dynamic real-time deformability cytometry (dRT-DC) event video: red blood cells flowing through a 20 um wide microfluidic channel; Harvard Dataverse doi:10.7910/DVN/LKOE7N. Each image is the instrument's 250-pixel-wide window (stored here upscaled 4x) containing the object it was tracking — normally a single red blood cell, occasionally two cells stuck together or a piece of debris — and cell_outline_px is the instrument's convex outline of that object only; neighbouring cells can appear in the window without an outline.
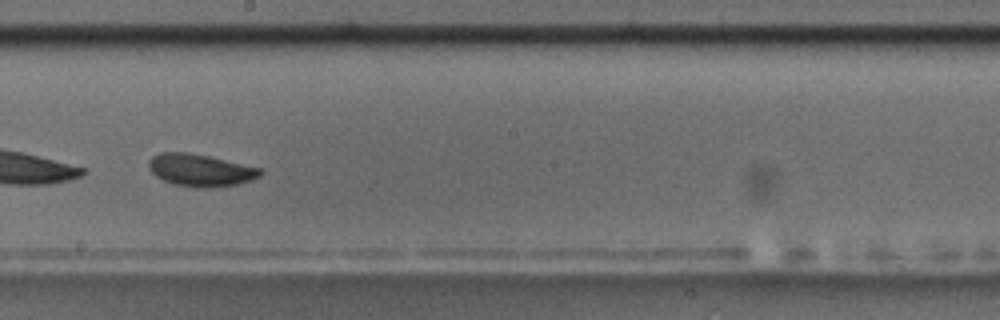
{"species": "common noctule bat (a hibernating species)", "species_latin": "Nyctalus noctula", "temperature_condition": "room temperature", "stored_images_in_passage": 16, "camera_frame_rate_fps": 3000, "um_per_image_px": 0.085, "animal": {"sex": "male", "body_mass_g": 17.5, "forearm_length_mm": 52.3}, "frame": {"image": 1, "passage_image": 10, "time_ms": 10.667, "image_size_px": [1000, 320], "cell_outline_px": [[264, 172], [260, 176], [252, 180], [240, 184], [208, 188], [196, 188], [172, 184], [156, 176], [148, 168], [148, 160], [152, 156], [160, 152], [188, 152], [208, 156], [260, 168]], "centroid_in_image_um": [17.02, 14.47], "position_along_channel_um": 231.2, "area_um2": 21.15}, "authors_computed_cell_mechanics": {"area_um2": 21.3282, "velocity_mm_per_s": 3.5522, "shape_relaxation_time_tau1_ms": 4.0226, "shape_relaxation_time_tau2_ms": 5.9887, "deformation_change_tau1": 0.0691, "deformation_change_tau2": 0.0674}}